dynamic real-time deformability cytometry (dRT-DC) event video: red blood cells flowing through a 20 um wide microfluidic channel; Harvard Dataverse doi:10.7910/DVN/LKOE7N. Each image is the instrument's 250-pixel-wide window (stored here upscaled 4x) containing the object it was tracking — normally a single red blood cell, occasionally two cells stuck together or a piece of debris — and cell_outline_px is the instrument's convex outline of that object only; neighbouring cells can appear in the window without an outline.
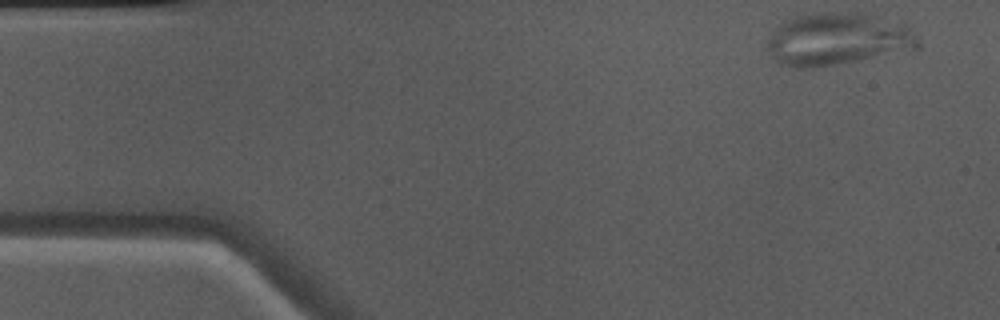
{"species": "Egyptian fruit bat (a non-hibernating species)", "species_latin": "Rousettus aegyptiacus", "temperature_condition": "warm", "stored_images_in_passage": 47, "camera_frame_rate_fps": 3000, "um_per_image_px": 0.085, "animal": {"sex": "male"}, "frame": {"image": 1, "passage_image": 1, "time_ms": 0.0, "image_size_px": [1000, 320], "cell_outline_px": [[912, 36], [908, 40], [868, 56], [856, 60], [812, 68], [796, 68], [780, 64], [768, 52], [768, 40], [780, 24], [788, 20], [804, 16], [824, 12], [852, 12], [872, 16], [904, 24], [908, 28]], "centroid_in_image_um": [70.82, 3.3], "position_along_channel_um": 14.2, "area_um2": 41.96}}
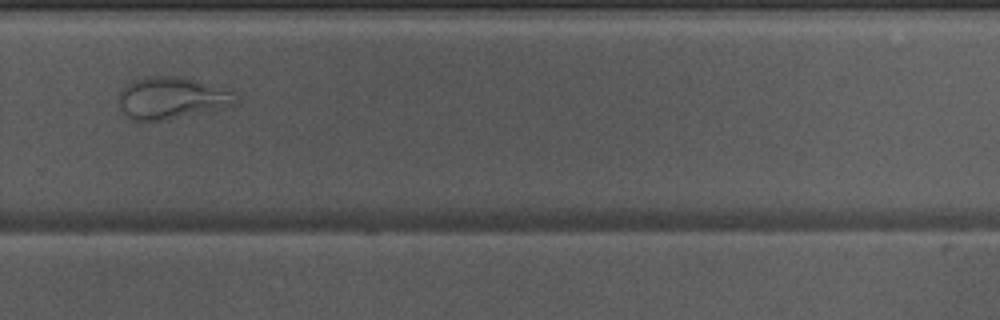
{"frame": {"image": 2, "passage_image": 31, "time_ms": 10.0, "image_size_px": [1000, 320], "cell_outline_px": [[240, 100], [236, 104], [220, 108], [168, 120], [148, 124], [132, 120], [120, 108], [120, 92], [132, 80], [148, 76], [180, 76], [196, 80], [236, 92], [240, 96]], "centroid_in_image_um": [14.61, 8.36], "position_along_channel_um": 315.2, "area_um2": 29.02}}
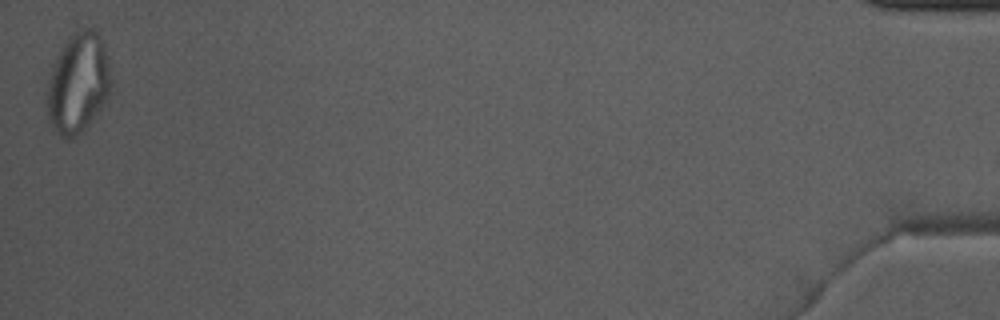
{"frame": {"image": 3, "passage_image": 47, "time_ms": 15.333, "image_size_px": [1000, 320], "cell_outline_px": [[108, 92], [100, 108], [88, 124], [76, 136], [68, 140], [60, 136], [52, 128], [48, 120], [48, 84], [52, 64], [56, 52], [64, 40], [84, 28], [92, 28], [100, 36], [104, 44], [108, 56]], "centroid_in_image_um": [6.58, 7.04], "position_along_channel_um": 428.6, "area_um2": 36.82}}